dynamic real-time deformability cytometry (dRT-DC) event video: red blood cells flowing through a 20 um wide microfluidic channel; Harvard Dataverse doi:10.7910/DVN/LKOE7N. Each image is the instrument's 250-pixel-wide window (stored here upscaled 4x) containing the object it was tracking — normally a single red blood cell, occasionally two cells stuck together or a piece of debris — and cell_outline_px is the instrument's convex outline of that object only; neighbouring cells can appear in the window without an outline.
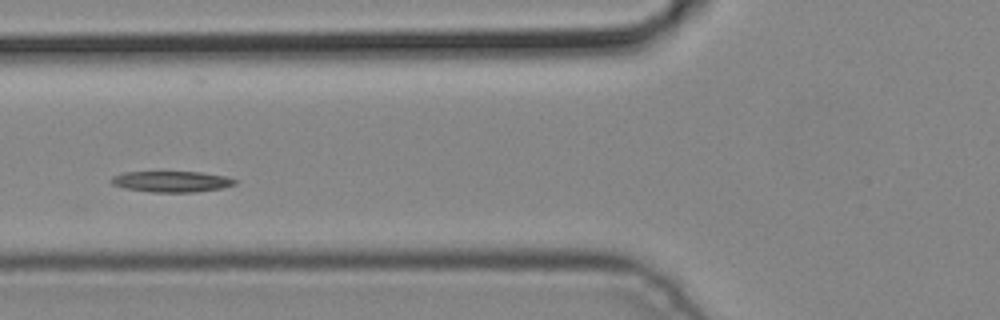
{"species": "common noctule bat (a hibernating species)", "species_latin": "Nyctalus noctula", "temperature_condition": "cold", "stored_images_in_passage": 4, "camera_frame_rate_fps": 3000, "um_per_image_px": 0.085, "animal": {"sex": "male", "body_mass_g": 19.2, "forearm_length_mm": 51.8}, "frame": {"image": 1, "passage_image": 3, "time_ms": 0.667, "image_size_px": [1000, 320], "cell_outline_px": [[236, 184], [220, 188], [192, 192], [148, 192], [124, 188], [112, 184], [108, 180], [112, 176], [124, 172], [200, 172], [224, 176], [236, 180]], "centroid_in_image_um": [14.51, 15.43], "position_along_channel_um": 111.3, "area_um2": 15.03}}
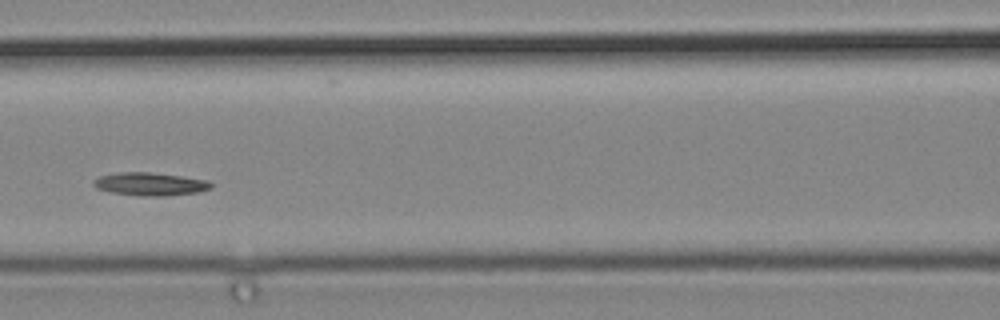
{"frame": {"image": 2, "passage_image": 4, "time_ms": 1.0, "image_size_px": [1000, 320], "cell_outline_px": [[212, 188], [200, 192], [164, 196], [140, 196], [112, 192], [96, 188], [92, 184], [92, 180], [100, 176], [120, 172], [148, 172], [180, 176], [204, 180], [212, 184]], "centroid_in_image_um": [12.73, 15.65], "position_along_channel_um": 153.9, "area_um2": 15.66}}